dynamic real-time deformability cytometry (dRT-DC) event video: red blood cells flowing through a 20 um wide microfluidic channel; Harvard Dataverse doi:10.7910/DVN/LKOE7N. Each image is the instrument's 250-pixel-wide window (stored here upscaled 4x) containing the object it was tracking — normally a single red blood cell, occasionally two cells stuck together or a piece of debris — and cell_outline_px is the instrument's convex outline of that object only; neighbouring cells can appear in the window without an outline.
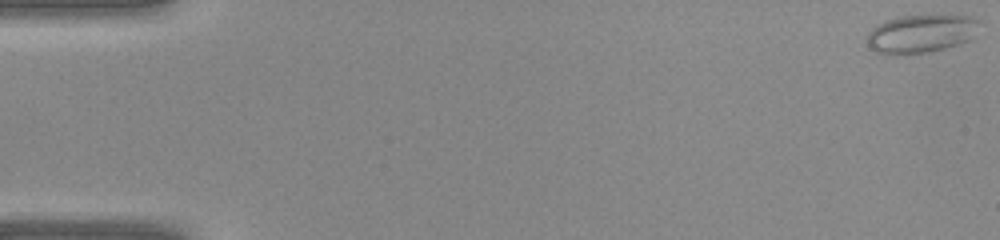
{"species": "common noctule bat (a hibernating species)", "species_latin": "Nyctalus noctula", "temperature_condition": "warm", "stored_images_in_passage": 9, "camera_frame_rate_fps": 3000, "um_per_image_px": 0.085, "animal": {"sex": "female", "body_mass_g": 22.0, "forearm_length_mm": 56.7}, "frame": {"image": 1, "passage_image": 1, "time_ms": 0.0, "image_size_px": [1000, 240], "cell_outline_px": [[976, 20], [972, 40], [944, 48], [924, 52], [876, 52], [868, 44], [868, 32], [876, 24], [900, 16], [968, 16]], "centroid_in_image_um": [78.25, 2.84], "position_along_channel_um": 6.7, "area_um2": 23.81}}